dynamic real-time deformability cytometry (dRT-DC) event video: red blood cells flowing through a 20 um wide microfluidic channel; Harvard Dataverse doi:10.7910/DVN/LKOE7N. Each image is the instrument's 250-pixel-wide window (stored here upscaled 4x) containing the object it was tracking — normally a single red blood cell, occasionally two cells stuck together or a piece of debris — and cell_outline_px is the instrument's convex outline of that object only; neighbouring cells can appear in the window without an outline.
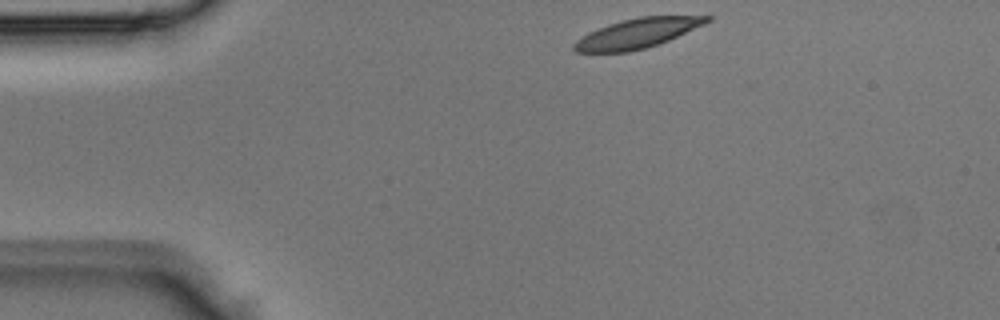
{"species": "Egyptian fruit bat (a non-hibernating species)", "species_latin": "Rousettus aegyptiacus", "temperature_condition": "room temperature", "stored_images_in_passage": 3, "camera_frame_rate_fps": 3000, "um_per_image_px": 0.085, "animal": {"sex": "male"}, "frame": {"image": 1, "passage_image": 1, "time_ms": 0.0, "image_size_px": [1000, 320], "cell_outline_px": [[712, 20], [704, 24], [668, 40], [644, 48], [628, 52], [576, 52], [572, 48], [572, 44], [576, 40], [588, 32], [608, 24], [640, 16], [712, 16]], "centroid_in_image_um": [54.13, 2.83], "position_along_channel_um": 30.9, "area_um2": 22.66}}